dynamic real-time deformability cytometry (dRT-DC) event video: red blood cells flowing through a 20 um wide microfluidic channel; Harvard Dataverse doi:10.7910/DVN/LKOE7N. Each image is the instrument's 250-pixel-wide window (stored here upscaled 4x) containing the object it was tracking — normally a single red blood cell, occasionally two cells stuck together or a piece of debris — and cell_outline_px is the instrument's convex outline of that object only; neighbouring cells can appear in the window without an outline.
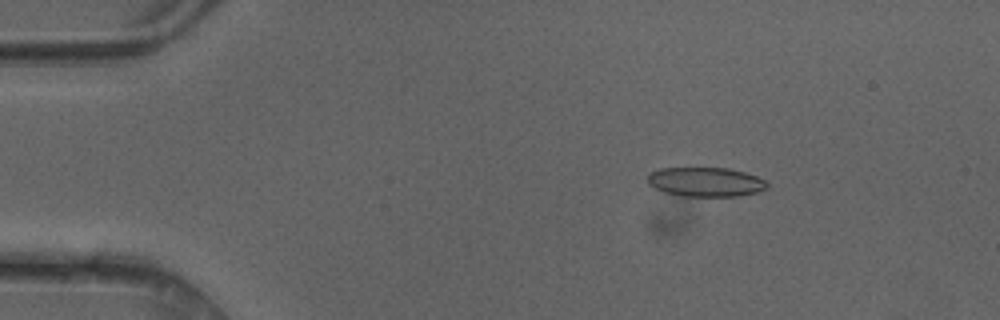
{"species": "common noctule bat (a hibernating species)", "species_latin": "Nyctalus noctula", "temperature_condition": "cold", "stored_images_in_passage": 36, "camera_frame_rate_fps": 3000, "um_per_image_px": 0.085, "animal": {"sex": "female"}, "frame": {"image": 1, "passage_image": 8, "time_ms": 2.333, "image_size_px": [1000, 320], "cell_outline_px": [[768, 188], [760, 192], [736, 196], [684, 196], [664, 192], [648, 184], [648, 176], [652, 172], [660, 168], [728, 168], [744, 172], [756, 176], [764, 180], [768, 184]], "centroid_in_image_um": [60.01, 15.47], "position_along_channel_um": 25.0, "area_um2": 20.35}}
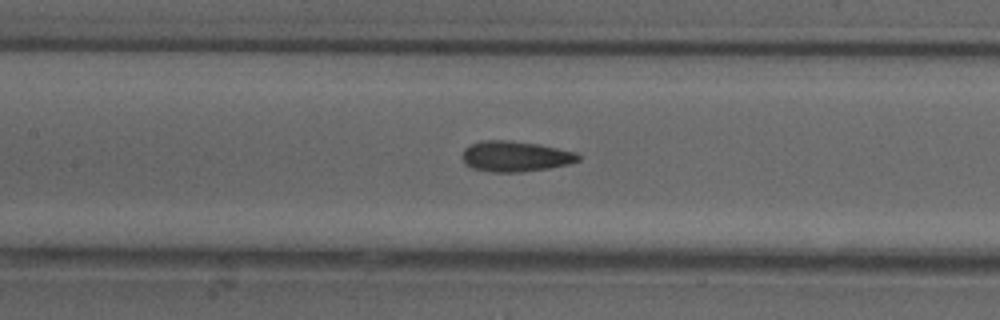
{"frame": {"image": 2, "passage_image": 23, "time_ms": 7.333, "image_size_px": [1000, 320], "cell_outline_px": [[580, 160], [568, 164], [548, 168], [520, 172], [492, 172], [472, 168], [464, 164], [460, 156], [464, 148], [480, 140], [512, 140], [540, 144], [576, 152], [580, 156]], "centroid_in_image_um": [43.76, 13.28], "position_along_channel_um": 163.6, "area_um2": 20.92}}
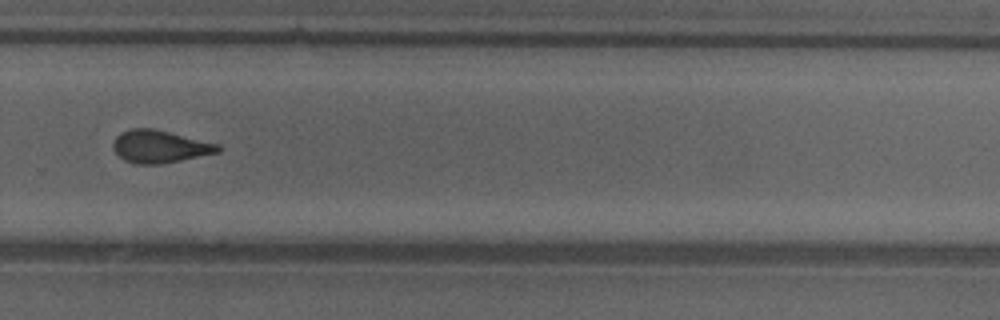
{"frame": {"image": 3, "passage_image": 34, "time_ms": 11.0, "image_size_px": [1000, 320], "cell_outline_px": [[224, 148], [220, 152], [160, 164], [136, 164], [124, 160], [112, 148], [112, 144], [116, 136], [120, 132], [128, 128], [156, 128], [220, 144]], "centroid_in_image_um": [13.6, 12.43], "position_along_channel_um": 316.2, "area_um2": 20.23}}